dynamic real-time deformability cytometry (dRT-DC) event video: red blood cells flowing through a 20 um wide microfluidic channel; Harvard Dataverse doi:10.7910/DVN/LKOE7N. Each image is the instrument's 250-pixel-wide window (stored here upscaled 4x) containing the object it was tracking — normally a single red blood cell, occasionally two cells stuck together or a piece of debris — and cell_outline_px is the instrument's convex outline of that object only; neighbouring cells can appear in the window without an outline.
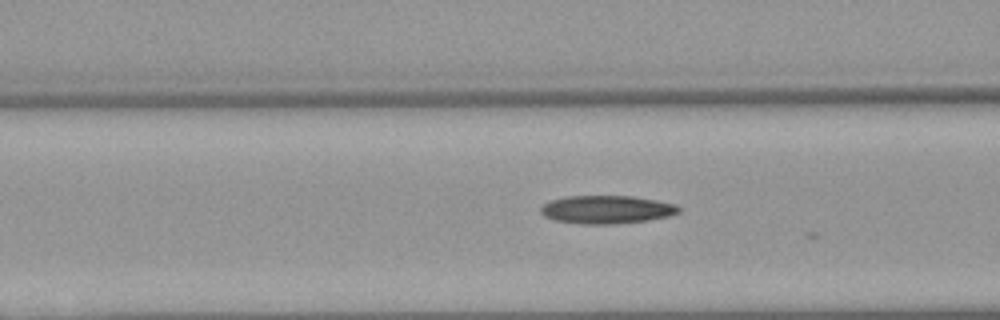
{"species": "Egyptian fruit bat (a non-hibernating species)", "species_latin": "Rousettus aegyptiacus", "temperature_condition": "warm", "stored_images_in_passage": 14, "camera_frame_rate_fps": 3000, "um_per_image_px": 0.085, "animal": {"sex": "female"}, "frame": {"image": 1, "passage_image": 13, "time_ms": 4.0, "image_size_px": [1000, 320], "cell_outline_px": [[680, 212], [668, 216], [648, 220], [612, 224], [584, 224], [556, 220], [544, 216], [540, 212], [540, 208], [544, 204], [552, 200], [568, 196], [632, 196], [656, 200], [676, 204], [680, 208]], "centroid_in_image_um": [51.58, 17.81], "position_along_channel_um": 115.0, "area_um2": 22.48}}